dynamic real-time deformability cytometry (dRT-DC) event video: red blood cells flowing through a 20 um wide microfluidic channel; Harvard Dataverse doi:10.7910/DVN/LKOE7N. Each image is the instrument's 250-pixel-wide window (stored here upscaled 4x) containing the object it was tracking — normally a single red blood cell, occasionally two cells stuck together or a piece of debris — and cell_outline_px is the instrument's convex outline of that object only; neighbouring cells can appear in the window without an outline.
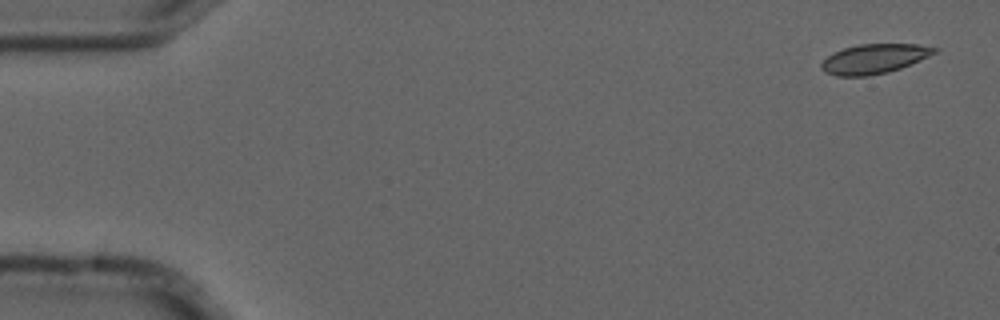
{"species": "common noctule bat (a hibernating species)", "species_latin": "Nyctalus noctula", "temperature_condition": "cold", "stored_images_in_passage": 5, "camera_frame_rate_fps": 3000, "um_per_image_px": 0.085, "animal": {"sex": "male", "forearm_length_mm": 52.5}, "frame": {"image": 1, "passage_image": 1, "time_ms": 0.0, "image_size_px": [1000, 320], "cell_outline_px": [[940, 48], [936, 52], [920, 60], [900, 68], [888, 72], [868, 76], [836, 76], [824, 72], [820, 68], [820, 64], [828, 56], [844, 48], [860, 44], [916, 44]], "centroid_in_image_um": [74.29, 5.0], "position_along_channel_um": 10.7, "area_um2": 19.36}}